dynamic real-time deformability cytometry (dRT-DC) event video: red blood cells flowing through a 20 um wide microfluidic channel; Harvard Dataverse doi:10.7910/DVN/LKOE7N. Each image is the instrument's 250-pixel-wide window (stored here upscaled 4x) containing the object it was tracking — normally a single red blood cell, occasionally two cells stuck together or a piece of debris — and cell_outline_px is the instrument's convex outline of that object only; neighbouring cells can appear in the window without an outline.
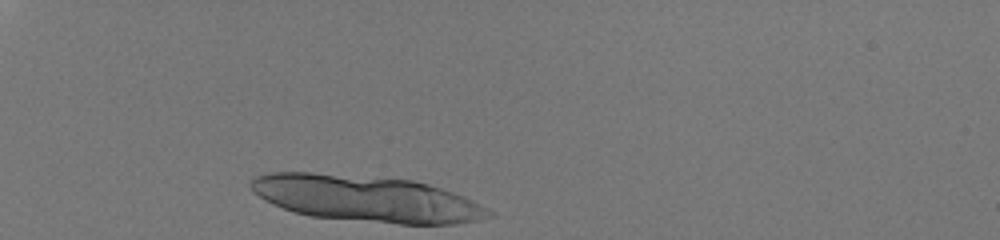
{"species": "human", "species_latin": "Homo sapiens", "temperature_condition": "room temperature", "stored_images_in_passage": 7, "camera_frame_rate_fps": 3000, "um_per_image_px": 0.085, "donor": {"sex": "male"}, "frame": {"image": 1, "passage_image": 1, "time_ms": 0.0, "image_size_px": [1000, 240], "cell_outline_px": [[496, 216], [480, 220], [452, 224], [400, 224], [312, 216], [292, 212], [252, 192], [248, 184], [252, 176], [268, 172], [312, 172], [412, 180], [428, 184], [464, 196], [488, 208]], "centroid_in_image_um": [31.14, 16.88], "position_along_channel_um": 53.9, "area_um2": 63.98}}